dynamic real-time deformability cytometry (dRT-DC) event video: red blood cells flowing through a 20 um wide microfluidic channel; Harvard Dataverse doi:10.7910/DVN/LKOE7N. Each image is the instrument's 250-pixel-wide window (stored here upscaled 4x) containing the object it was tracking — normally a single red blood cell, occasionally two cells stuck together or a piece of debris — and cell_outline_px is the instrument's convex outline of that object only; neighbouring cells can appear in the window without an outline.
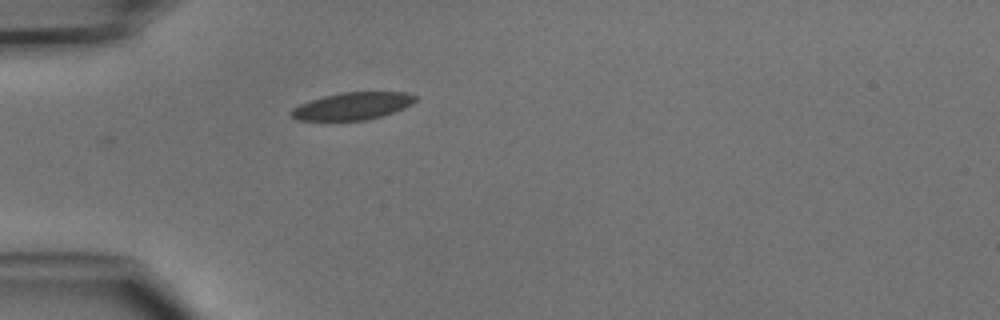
{"species": "common noctule bat (a hibernating species)", "species_latin": "Nyctalus noctula", "temperature_condition": "cold", "stored_images_in_passage": 4, "camera_frame_rate_fps": 3000, "um_per_image_px": 0.085, "animal": {"sex": "male", "body_mass_g": 15.6}, "frame": {"image": 1, "passage_image": 4, "time_ms": 3.333, "image_size_px": [1000, 320], "cell_outline_px": [[416, 100], [412, 104], [404, 108], [380, 116], [364, 120], [296, 120], [288, 112], [292, 108], [300, 104], [324, 96], [344, 92], [408, 92], [416, 96]], "centroid_in_image_um": [29.95, 9.01], "position_along_channel_um": 55.0, "area_um2": 19.59}}